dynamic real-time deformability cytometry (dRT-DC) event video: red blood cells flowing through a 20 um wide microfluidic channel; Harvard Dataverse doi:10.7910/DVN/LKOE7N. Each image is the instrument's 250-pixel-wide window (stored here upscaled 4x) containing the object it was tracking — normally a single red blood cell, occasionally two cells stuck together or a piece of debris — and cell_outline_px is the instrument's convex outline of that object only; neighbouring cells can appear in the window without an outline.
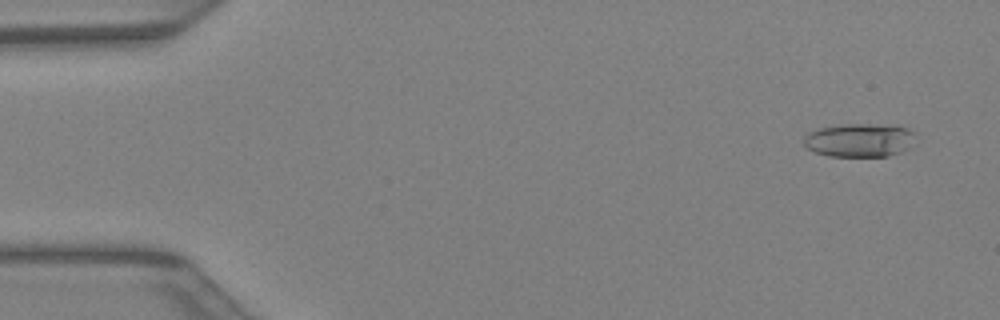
{"species": "Egyptian fruit bat (a non-hibernating species)", "species_latin": "Rousettus aegyptiacus", "temperature_condition": "warm", "stored_images_in_passage": 42, "camera_frame_rate_fps": 3000, "um_per_image_px": 0.085, "animal": {"sex": "female"}, "frame": {"image": 1, "passage_image": 3, "time_ms": 0.667, "image_size_px": [1000, 320], "cell_outline_px": [[912, 132], [908, 148], [900, 152], [888, 156], [828, 156], [816, 152], [808, 148], [804, 144], [804, 136], [808, 132], [820, 128], [844, 124], [868, 124], [908, 128]], "centroid_in_image_um": [72.97, 11.92], "position_along_channel_um": 12.0, "area_um2": 21.27}}
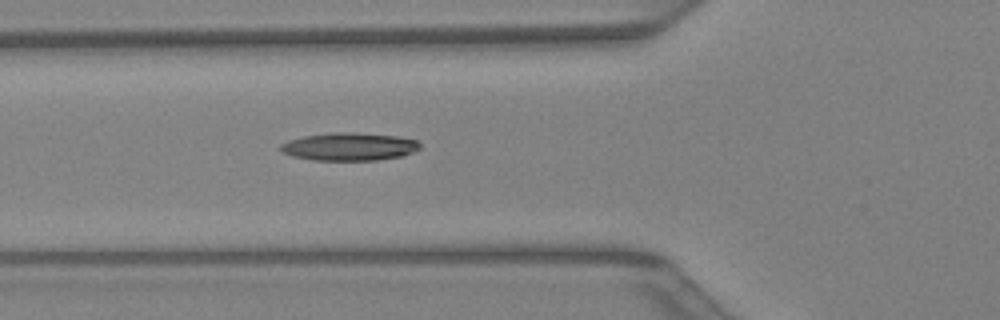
{"frame": {"image": 2, "passage_image": 16, "time_ms": 5.0, "image_size_px": [1000, 320], "cell_outline_px": [[420, 148], [412, 152], [400, 156], [376, 160], [316, 160], [292, 156], [284, 152], [280, 148], [280, 144], [288, 140], [304, 136], [332, 132], [352, 132], [396, 136], [416, 140], [420, 144]], "centroid_in_image_um": [29.67, 12.46], "position_along_channel_um": 96.1, "area_um2": 22.43}}
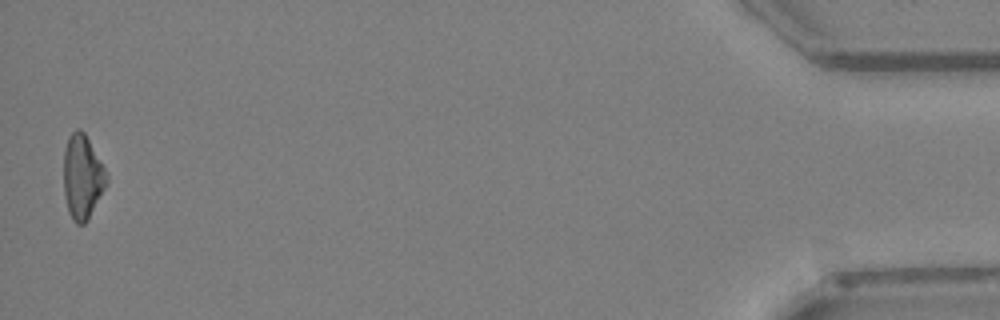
{"frame": {"image": 3, "passage_image": 42, "time_ms": 13.667, "image_size_px": [1000, 320], "cell_outline_px": [[108, 184], [88, 220], [84, 224], [76, 224], [72, 220], [68, 212], [64, 192], [64, 148], [68, 136], [76, 128], [80, 128], [84, 132], [108, 172]], "centroid_in_image_um": [7.02, 15.04], "position_along_channel_um": 428.2, "area_um2": 21.5}}